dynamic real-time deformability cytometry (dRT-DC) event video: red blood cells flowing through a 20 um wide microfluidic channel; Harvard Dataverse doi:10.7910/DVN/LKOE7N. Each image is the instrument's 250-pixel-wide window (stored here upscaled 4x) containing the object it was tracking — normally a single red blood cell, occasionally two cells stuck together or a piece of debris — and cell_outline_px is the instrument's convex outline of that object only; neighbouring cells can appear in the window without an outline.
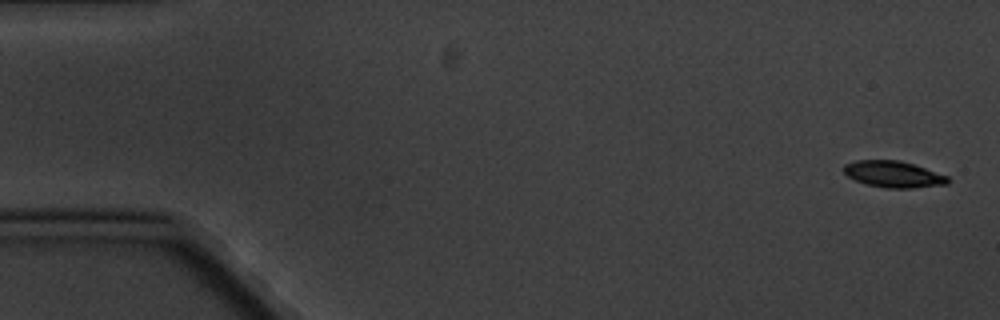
{"species": "common noctule bat (a hibernating species)", "species_latin": "Nyctalus noctula", "temperature_condition": "cold", "stored_images_in_passage": 7, "camera_frame_rate_fps": 3000, "um_per_image_px": 0.085, "animal": {"sex": "male", "body_mass_g": 20.1, "forearm_length_mm": 53.5}, "frame": {"image": 1, "passage_image": 1, "time_ms": 0.0, "image_size_px": [1000, 320], "cell_outline_px": [[952, 180], [948, 184], [912, 188], [884, 188], [868, 184], [856, 180], [848, 176], [840, 168], [844, 164], [856, 160], [900, 160], [948, 176]], "centroid_in_image_um": [75.93, 14.81], "position_along_channel_um": 9.1, "area_um2": 16.07}}
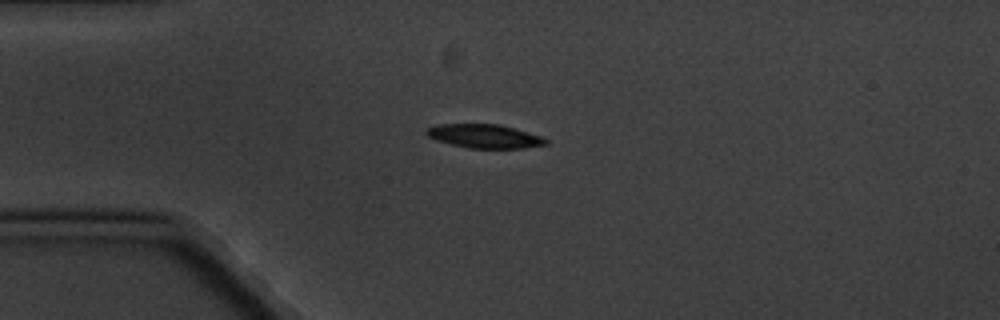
{"frame": {"image": 2, "passage_image": 4, "time_ms": 4.333, "image_size_px": [1000, 320], "cell_outline_px": [[548, 144], [524, 148], [468, 148], [436, 140], [428, 136], [424, 132], [428, 128], [440, 124], [500, 124], [540, 136], [548, 140]], "centroid_in_image_um": [41.18, 11.58], "position_along_channel_um": 43.8, "area_um2": 16.36}}